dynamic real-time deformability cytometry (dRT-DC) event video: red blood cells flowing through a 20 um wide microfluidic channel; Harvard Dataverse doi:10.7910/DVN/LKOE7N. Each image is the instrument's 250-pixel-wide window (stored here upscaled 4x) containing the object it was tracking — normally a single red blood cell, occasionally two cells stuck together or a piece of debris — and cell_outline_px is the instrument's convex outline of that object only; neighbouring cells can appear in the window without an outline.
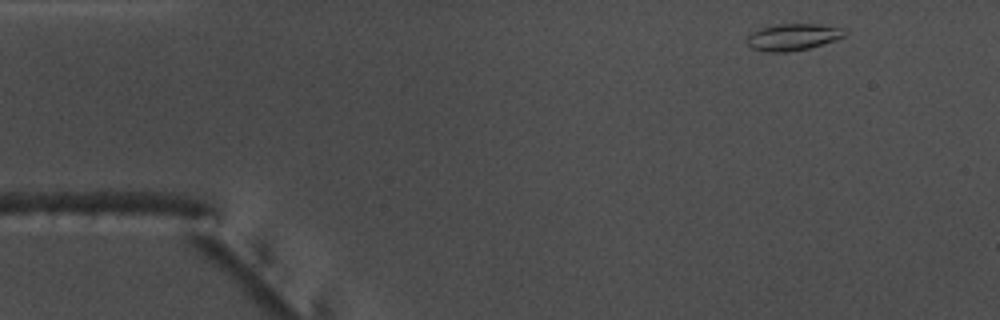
{"species": "common noctule bat (a hibernating species)", "species_latin": "Nyctalus noctula", "temperature_condition": "warm", "stored_images_in_passage": 49, "camera_frame_rate_fps": 3000, "um_per_image_px": 0.085, "animal": {"sex": "male", "body_mass_g": 17.5, "forearm_length_mm": 52.3}, "frame": {"image": 1, "passage_image": 1, "time_ms": 0.0, "image_size_px": [1000, 320], "cell_outline_px": [[848, 32], [844, 36], [836, 40], [808, 48], [784, 52], [768, 52], [752, 48], [748, 44], [748, 36], [752, 32], [760, 28], [776, 24], [820, 24], [844, 28]], "centroid_in_image_um": [67.44, 3.13], "position_along_channel_um": 17.6, "area_um2": 15.14}}
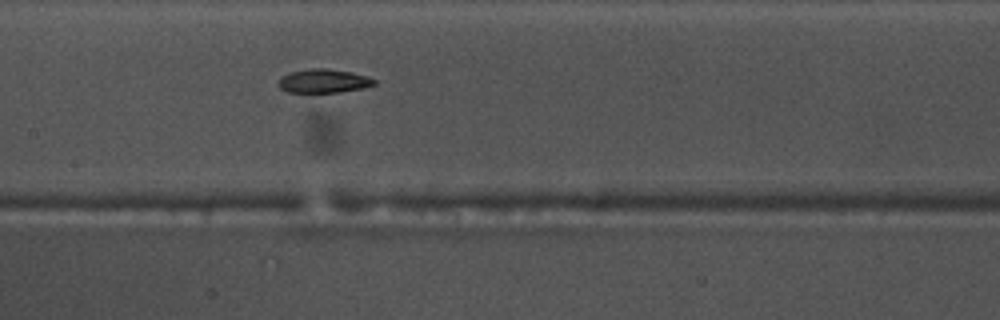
{"frame": {"image": 2, "passage_image": 21, "time_ms": 6.667, "image_size_px": [1000, 320], "cell_outline_px": [[376, 84], [364, 88], [340, 92], [288, 92], [280, 88], [276, 84], [280, 76], [288, 72], [308, 68], [324, 68], [352, 72], [368, 76], [376, 80]], "centroid_in_image_um": [27.47, 6.87], "position_along_channel_um": 179.9, "area_um2": 13.53}}
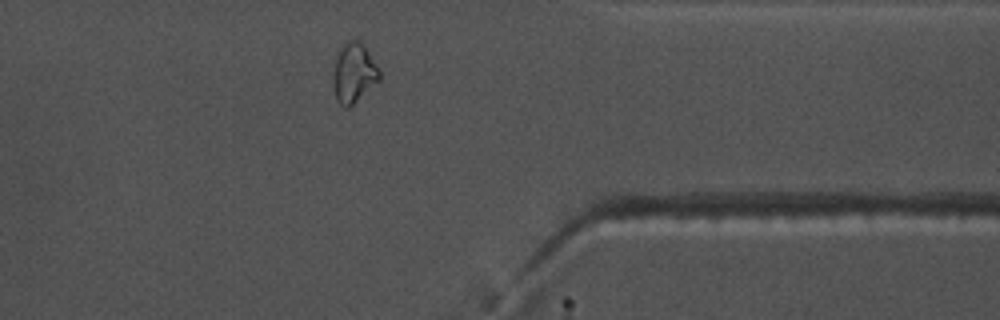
{"frame": {"image": 3, "passage_image": 38, "time_ms": 12.333, "image_size_px": [1000, 320], "cell_outline_px": [[380, 80], [348, 108], [344, 108], [336, 100], [332, 84], [332, 72], [336, 52], [344, 40], [360, 40], [364, 44], [380, 72]], "centroid_in_image_um": [30.02, 6.17], "position_along_channel_um": 381.4, "area_um2": 16.53}, "authors_computed_cell_mechanics": {"area_um2": 14.3922, "velocity_mm_per_s": 3.7748, "shape_relaxation_time_tau1_ms": 6.7848, "shape_relaxation_time_tau2_ms": 5.8535, "deformation_change_tau1": 0.2008, "deformation_change_tau2": 0.1169}}